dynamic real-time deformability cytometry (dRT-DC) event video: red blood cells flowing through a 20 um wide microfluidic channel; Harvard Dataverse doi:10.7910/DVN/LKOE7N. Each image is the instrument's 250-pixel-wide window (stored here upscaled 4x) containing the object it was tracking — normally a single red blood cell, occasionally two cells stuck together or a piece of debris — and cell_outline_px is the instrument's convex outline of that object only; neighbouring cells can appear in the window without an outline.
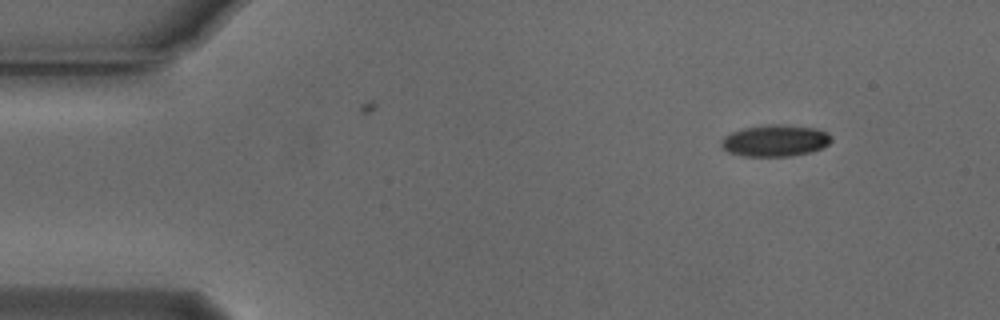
{"species": "Egyptian fruit bat (a non-hibernating species)", "species_latin": "Rousettus aegyptiacus", "temperature_condition": "cold", "stored_images_in_passage": 3, "camera_frame_rate_fps": 3000, "um_per_image_px": 0.085, "animal": {"sex": "male"}, "frame": {"image": 1, "passage_image": 1, "time_ms": 0.0, "image_size_px": [1000, 320], "cell_outline_px": [[832, 140], [828, 144], [812, 152], [792, 156], [744, 156], [728, 152], [720, 144], [720, 140], [724, 136], [732, 132], [744, 128], [772, 124], [780, 124], [816, 128], [828, 132], [832, 136]], "centroid_in_image_um": [65.9, 11.95], "position_along_channel_um": 19.1, "area_um2": 20.35}}